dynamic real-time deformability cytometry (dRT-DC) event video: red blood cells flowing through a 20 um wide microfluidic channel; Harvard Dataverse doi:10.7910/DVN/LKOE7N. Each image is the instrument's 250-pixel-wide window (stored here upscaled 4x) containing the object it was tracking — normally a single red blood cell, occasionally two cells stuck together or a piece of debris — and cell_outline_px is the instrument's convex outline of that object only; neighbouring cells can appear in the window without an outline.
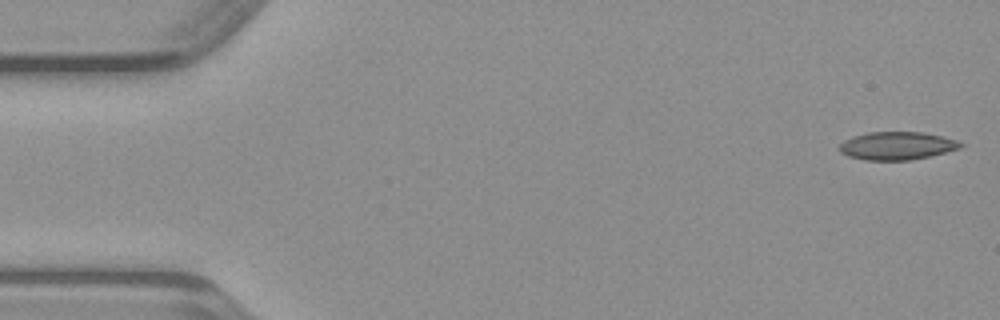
{"species": "common noctule bat (a hibernating species)", "species_latin": "Nyctalus noctula", "temperature_condition": "warm", "stored_images_in_passage": 43, "camera_frame_rate_fps": 3000, "um_per_image_px": 0.085, "animal": {"sex": "male", "body_mass_g": 23.1, "forearm_length_mm": 52.7}, "frame": {"image": 1, "passage_image": 1, "time_ms": 0.0, "image_size_px": [1000, 320], "cell_outline_px": [[964, 144], [960, 148], [912, 160], [864, 160], [848, 156], [840, 152], [836, 148], [844, 140], [852, 136], [868, 132], [924, 132], [956, 140]], "centroid_in_image_um": [76.18, 12.39], "position_along_channel_um": 8.8, "area_um2": 19.77}}
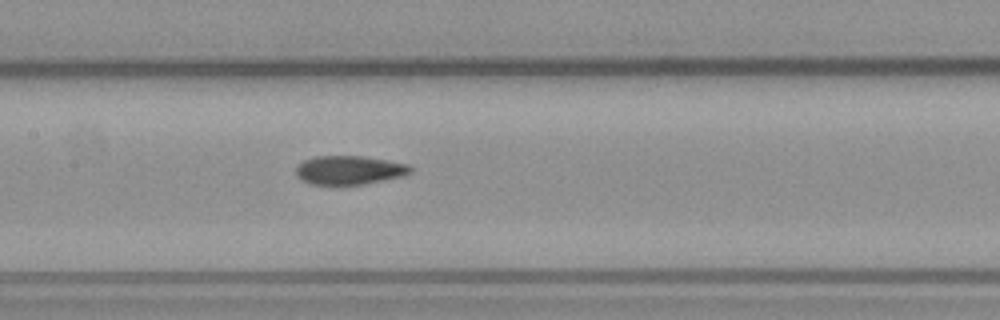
{"frame": {"image": 2, "passage_image": 22, "time_ms": 7.0, "image_size_px": [1000, 320], "cell_outline_px": [[412, 172], [404, 176], [364, 184], [312, 184], [300, 180], [296, 176], [296, 168], [304, 160], [316, 156], [364, 156], [408, 164], [412, 168]], "centroid_in_image_um": [29.7, 14.46], "position_along_channel_um": 177.7, "area_um2": 19.19}}
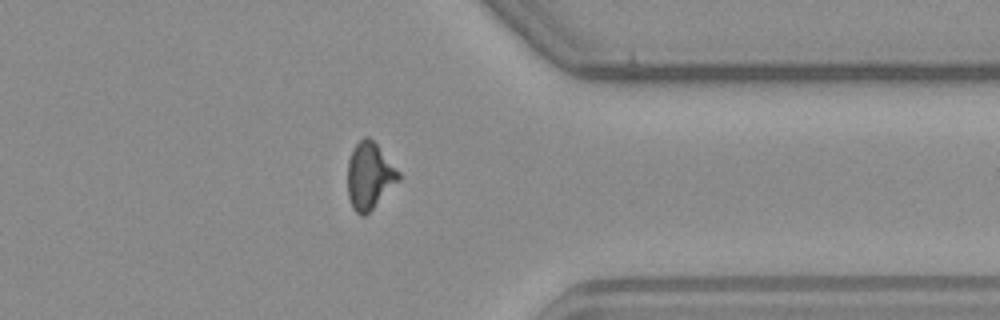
{"frame": {"image": 3, "passage_image": 37, "time_ms": 12.0, "image_size_px": [1000, 320], "cell_outline_px": [[400, 180], [364, 216], [360, 216], [352, 208], [348, 196], [348, 160], [352, 148], [364, 136], [368, 136], [376, 144], [400, 172]], "centroid_in_image_um": [31.39, 14.94], "position_along_channel_um": 380.0, "area_um2": 19.65}}